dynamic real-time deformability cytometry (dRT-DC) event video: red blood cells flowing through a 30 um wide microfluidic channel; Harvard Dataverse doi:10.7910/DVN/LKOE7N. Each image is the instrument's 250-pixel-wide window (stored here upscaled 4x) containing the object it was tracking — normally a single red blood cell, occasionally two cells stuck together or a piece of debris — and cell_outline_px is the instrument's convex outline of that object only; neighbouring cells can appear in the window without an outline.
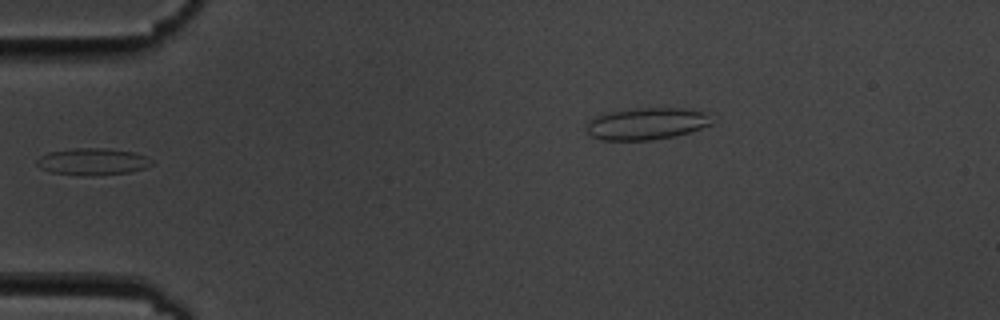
{"species": "common noctule bat (a hibernating species)", "species_latin": "Nyctalus noctula", "temperature_condition": "cold", "stored_images_in_passage": 8, "camera_frame_rate_fps": 3000, "um_per_image_px": 0.085, "animal": {"sex": "male", "body_mass_g": 19.5, "forearm_length_mm": 54.6}, "frame": {"image": 1, "passage_image": 5, "time_ms": 5.667, "image_size_px": [1000, 320], "cell_outline_px": [[152, 164], [144, 168], [128, 172], [92, 176], [48, 172], [40, 168], [36, 164], [36, 160], [40, 156], [48, 152], [72, 148], [108, 148], [136, 152], [152, 160]], "centroid_in_image_um": [7.84, 13.73], "position_along_channel_um": 77.2, "area_um2": 18.09}}
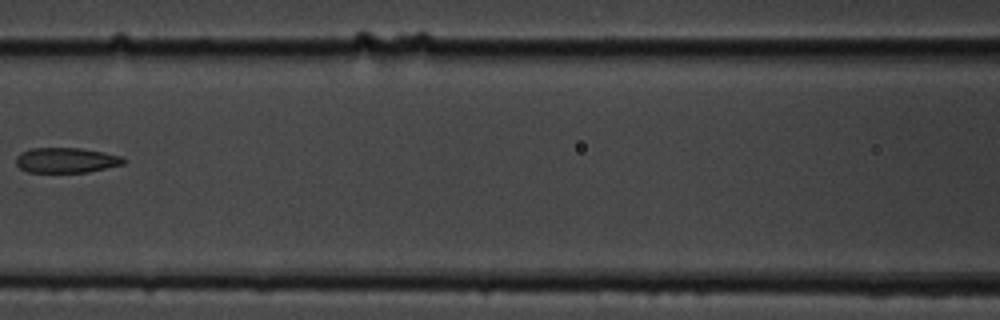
{"frame": {"image": 2, "passage_image": 7, "time_ms": 8.0, "image_size_px": [1000, 320], "cell_outline_px": [[128, 160], [124, 164], [88, 172], [28, 172], [20, 168], [16, 164], [16, 156], [20, 152], [32, 148], [80, 148], [104, 152], [120, 156]], "centroid_in_image_um": [5.63, 13.61], "position_along_channel_um": 161.0, "area_um2": 15.84}}
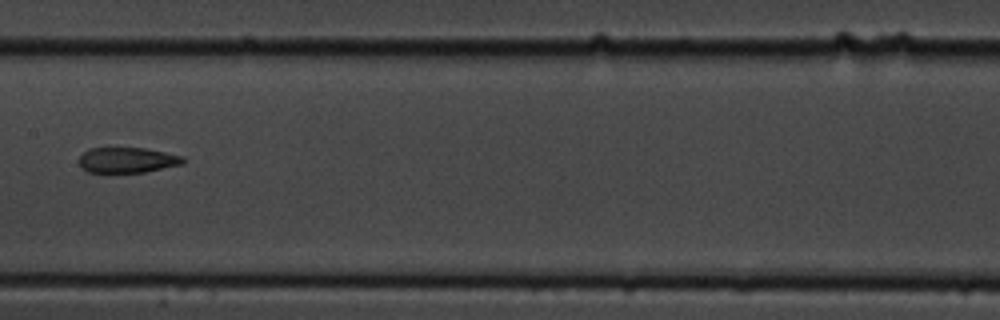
{"frame": {"image": 3, "passage_image": 8, "time_ms": 9.0, "image_size_px": [1000, 320], "cell_outline_px": [[184, 164], [144, 172], [108, 176], [88, 172], [80, 168], [80, 156], [88, 148], [144, 148], [184, 156]], "centroid_in_image_um": [10.76, 13.66], "position_along_channel_um": 196.6, "area_um2": 16.18}}